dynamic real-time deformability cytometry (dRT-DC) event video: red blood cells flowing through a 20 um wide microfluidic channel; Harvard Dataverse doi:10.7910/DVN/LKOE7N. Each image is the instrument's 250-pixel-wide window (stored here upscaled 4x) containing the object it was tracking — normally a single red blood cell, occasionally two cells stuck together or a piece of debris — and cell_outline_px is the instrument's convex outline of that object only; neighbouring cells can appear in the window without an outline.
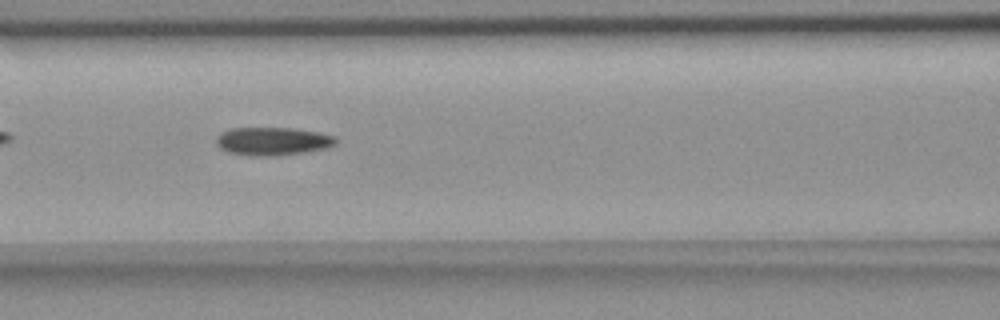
{"species": "common noctule bat (a hibernating species)", "species_latin": "Nyctalus noctula", "temperature_condition": "room temperature", "stored_images_in_passage": 42, "camera_frame_rate_fps": 3000, "um_per_image_px": 0.085, "animal": {"sex": "female", "body_mass_g": 18.4}, "frame": {"image": 1, "passage_image": 10, "time_ms": 3.0, "image_size_px": [1000, 320], "cell_outline_px": [[340, 140], [336, 144], [324, 148], [304, 152], [276, 156], [252, 156], [228, 152], [220, 148], [216, 144], [216, 136], [220, 132], [232, 128], [292, 128], [320, 132], [336, 136]], "centroid_in_image_um": [23.18, 12.0], "position_along_channel_um": 143.4, "area_um2": 19.83}}
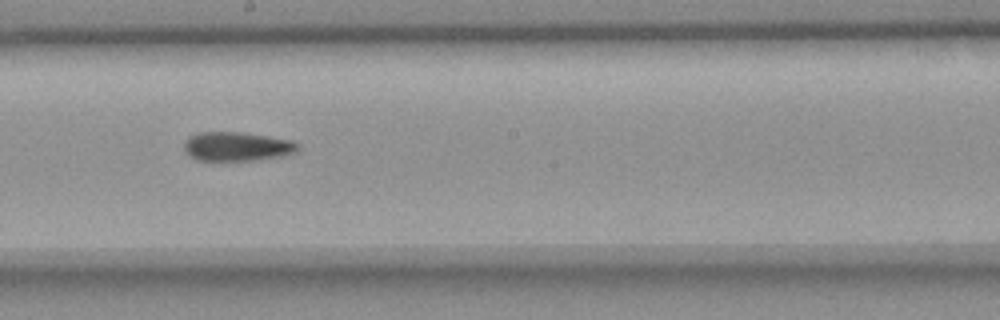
{"frame": {"image": 2, "passage_image": 17, "time_ms": 5.333, "image_size_px": [1000, 320], "cell_outline_px": [[300, 148], [296, 152], [288, 156], [252, 160], [196, 160], [184, 152], [184, 144], [192, 136], [200, 132], [240, 132], [268, 136], [292, 140], [300, 144]], "centroid_in_image_um": [20.21, 12.46], "position_along_channel_um": 228.0, "area_um2": 19.36}}
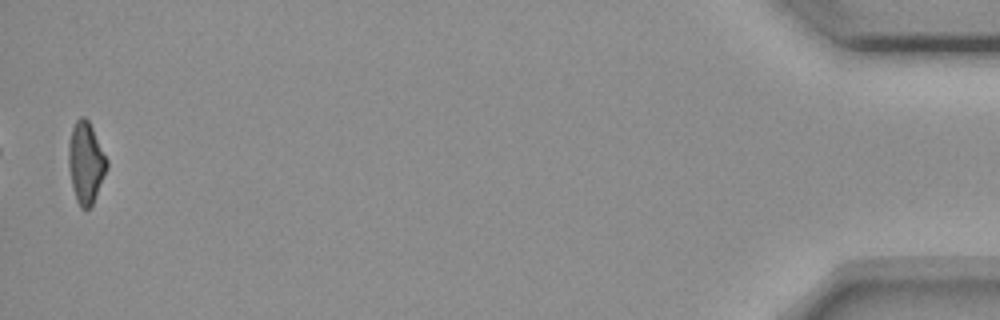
{"frame": {"image": 3, "passage_image": 41, "time_ms": 13.333, "image_size_px": [1000, 320], "cell_outline_px": [[108, 168], [92, 204], [88, 208], [80, 208], [76, 200], [72, 184], [68, 164], [68, 144], [72, 128], [76, 120], [80, 116], [84, 116], [88, 120], [108, 160]], "centroid_in_image_um": [7.29, 13.81], "position_along_channel_um": 427.9, "area_um2": 18.03}, "authors_computed_cell_mechanics": {"area_um2": 19.1607, "velocity_mm_per_s": 3.6501, "shape_relaxation_time_tau1_ms": null, "shape_relaxation_time_tau2_ms": 11.0287, "deformation_change_tau1": null, "deformation_change_tau2": 0.2057}}